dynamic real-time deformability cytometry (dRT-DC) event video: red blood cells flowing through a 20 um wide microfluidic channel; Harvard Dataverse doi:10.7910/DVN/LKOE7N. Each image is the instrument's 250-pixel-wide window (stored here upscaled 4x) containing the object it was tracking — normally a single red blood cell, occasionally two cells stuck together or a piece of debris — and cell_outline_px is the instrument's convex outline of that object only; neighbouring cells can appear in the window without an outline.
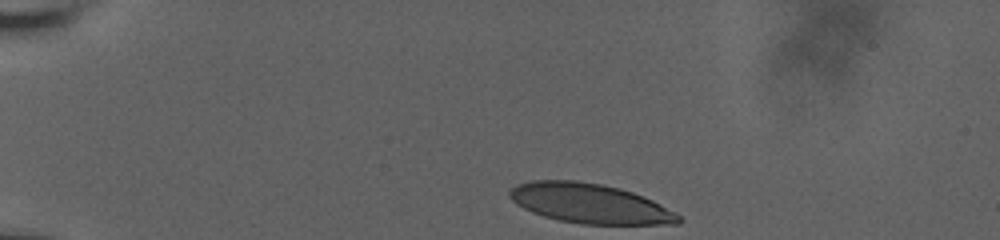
{"species": "human", "species_latin": "Homo sapiens", "temperature_condition": "room temperature", "stored_images_in_passage": 11, "camera_frame_rate_fps": 3000, "um_per_image_px": 0.085, "donor": {"sex": "male"}, "frame": {"image": 1, "passage_image": 1, "time_ms": 0.0, "image_size_px": [1000, 240], "cell_outline_px": [[684, 220], [680, 224], [580, 224], [560, 220], [544, 216], [532, 212], [516, 204], [508, 196], [508, 192], [516, 184], [532, 180], [576, 180], [600, 184], [620, 188], [644, 196], [676, 212]], "centroid_in_image_um": [50.15, 17.29], "position_along_channel_um": 34.9, "area_um2": 39.19}}
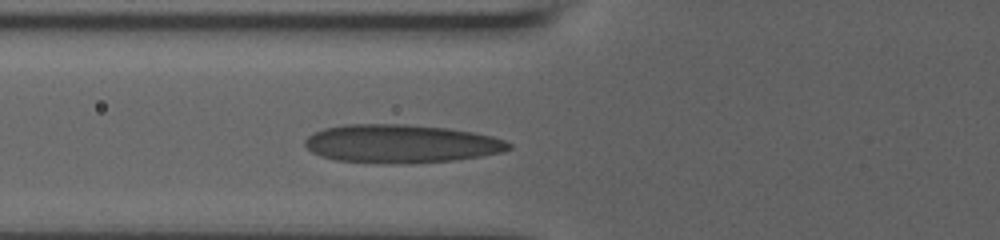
{"frame": {"image": 2, "passage_image": 7, "time_ms": 3.667, "image_size_px": [1000, 240], "cell_outline_px": [[512, 148], [504, 152], [456, 160], [396, 164], [376, 164], [336, 160], [320, 156], [312, 152], [304, 144], [304, 140], [308, 136], [324, 128], [344, 124], [404, 124], [448, 128], [472, 132], [492, 136], [504, 140], [512, 144]], "centroid_in_image_um": [34.08, 12.22], "position_along_channel_um": 91.7, "area_um2": 45.89}}
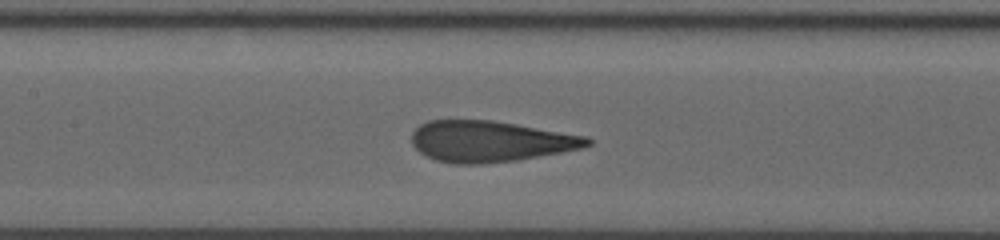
{"frame": {"image": 3, "passage_image": 10, "time_ms": 5.667, "image_size_px": [1000, 240], "cell_outline_px": [[592, 144], [580, 148], [560, 152], [516, 160], [484, 164], [452, 164], [436, 160], [420, 152], [412, 144], [412, 132], [420, 124], [428, 120], [492, 120], [588, 136], [592, 140]], "centroid_in_image_um": [41.65, 12.01], "position_along_channel_um": 165.8, "area_um2": 41.91}}